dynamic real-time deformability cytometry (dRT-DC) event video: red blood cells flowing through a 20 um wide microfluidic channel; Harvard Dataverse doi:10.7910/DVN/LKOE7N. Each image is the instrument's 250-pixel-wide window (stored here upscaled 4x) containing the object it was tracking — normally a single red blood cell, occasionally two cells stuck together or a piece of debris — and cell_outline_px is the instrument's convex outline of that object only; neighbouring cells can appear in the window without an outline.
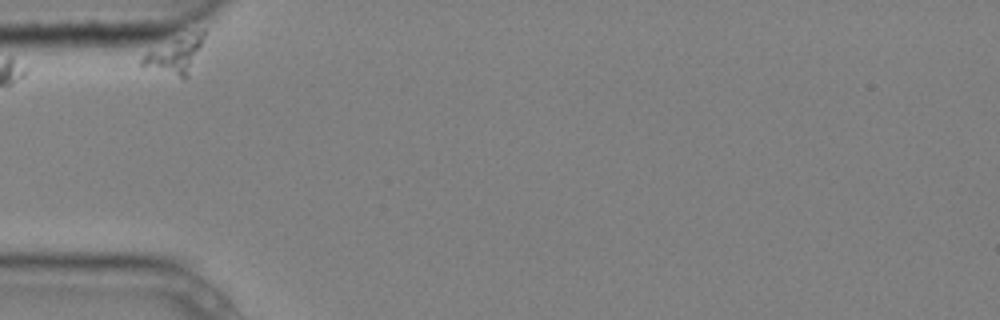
{"species": "common noctule bat (a hibernating species)", "species_latin": "Nyctalus noctula", "temperature_condition": "cold", "stored_images_in_passage": 6, "camera_frame_rate_fps": 3000, "um_per_image_px": 0.085, "animal": {"sex": "male", "body_mass_g": 20.4}, "frame": {"image": 1, "passage_image": 1, "time_ms": 0.0, "image_size_px": [1000, 320], "cell_outline_px": [[204, 36], [188, 76], [180, 76], [140, 64], [140, 60], [144, 52], [204, 28]], "centroid_in_image_um": [14.88, 4.64], "position_along_channel_um": 70.1, "area_um2": 12.14}}
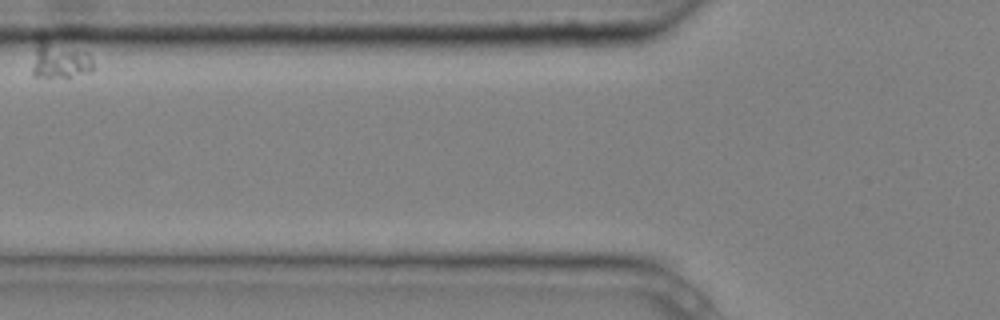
{"frame": {"image": 2, "passage_image": 3, "time_ms": 0.667, "image_size_px": [1000, 320], "cell_outline_px": [[92, 68], [88, 72], [68, 80], [32, 76], [32, 68], [36, 32], [40, 32], [88, 52], [92, 56]], "centroid_in_image_um": [5.0, 5.02], "position_along_channel_um": 120.8, "area_um2": 14.8}}